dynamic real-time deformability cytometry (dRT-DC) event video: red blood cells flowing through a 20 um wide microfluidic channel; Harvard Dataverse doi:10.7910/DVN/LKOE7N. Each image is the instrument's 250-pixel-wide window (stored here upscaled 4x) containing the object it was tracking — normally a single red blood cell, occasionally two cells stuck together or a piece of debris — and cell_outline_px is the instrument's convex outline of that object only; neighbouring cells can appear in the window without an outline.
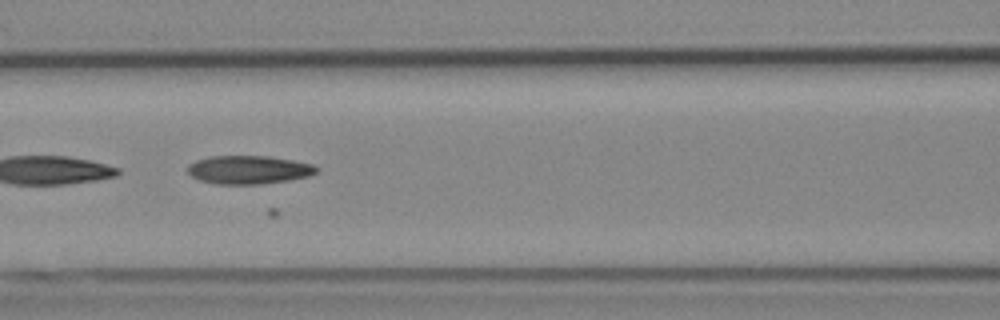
{"species": "Egyptian fruit bat (a non-hibernating species)", "species_latin": "Rousettus aegyptiacus", "temperature_condition": "cold", "stored_images_in_passage": 22, "camera_frame_rate_fps": 3000, "um_per_image_px": 0.085, "animal": {"sex": "female"}, "frame": {"image": 1, "passage_image": 10, "time_ms": 3.0, "image_size_px": [1000, 320], "cell_outline_px": [[320, 168], [316, 172], [308, 176], [288, 180], [260, 184], [216, 184], [200, 180], [192, 176], [188, 172], [188, 164], [196, 160], [208, 156], [268, 156], [316, 164]], "centroid_in_image_um": [21.15, 14.42], "position_along_channel_um": 145.4, "area_um2": 21.39}}